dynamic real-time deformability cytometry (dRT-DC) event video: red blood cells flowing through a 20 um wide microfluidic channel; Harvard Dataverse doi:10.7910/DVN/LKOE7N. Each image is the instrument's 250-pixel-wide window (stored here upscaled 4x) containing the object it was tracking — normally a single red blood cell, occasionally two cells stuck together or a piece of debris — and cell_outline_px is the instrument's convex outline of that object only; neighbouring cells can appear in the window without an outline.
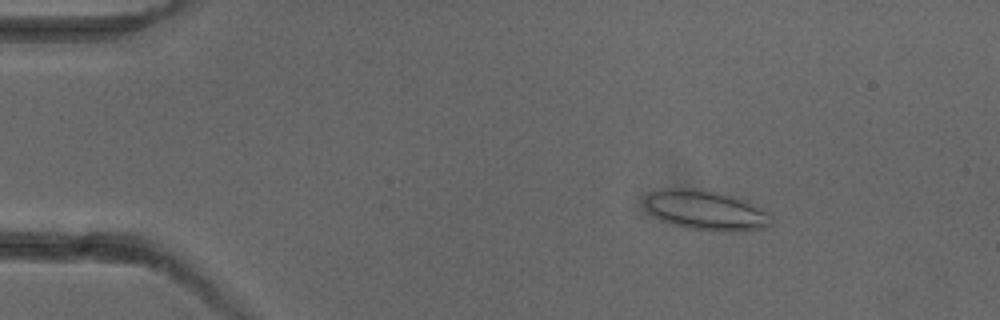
{"species": "common noctule bat (a hibernating species)", "species_latin": "Nyctalus noctula", "temperature_condition": "cold", "stored_images_in_passage": 5, "camera_frame_rate_fps": 3000, "um_per_image_px": 0.085, "animal": {"sex": "female"}, "frame": {"image": 1, "passage_image": 3, "time_ms": 2.0, "image_size_px": [1000, 320], "cell_outline_px": [[772, 224], [764, 228], [736, 232], [720, 232], [688, 228], [672, 224], [648, 212], [644, 204], [644, 200], [648, 192], [660, 188], [684, 188], [712, 192], [736, 196], [768, 212], [772, 216]], "centroid_in_image_um": [60.0, 17.88], "position_along_channel_um": 25.0, "area_um2": 29.36}}